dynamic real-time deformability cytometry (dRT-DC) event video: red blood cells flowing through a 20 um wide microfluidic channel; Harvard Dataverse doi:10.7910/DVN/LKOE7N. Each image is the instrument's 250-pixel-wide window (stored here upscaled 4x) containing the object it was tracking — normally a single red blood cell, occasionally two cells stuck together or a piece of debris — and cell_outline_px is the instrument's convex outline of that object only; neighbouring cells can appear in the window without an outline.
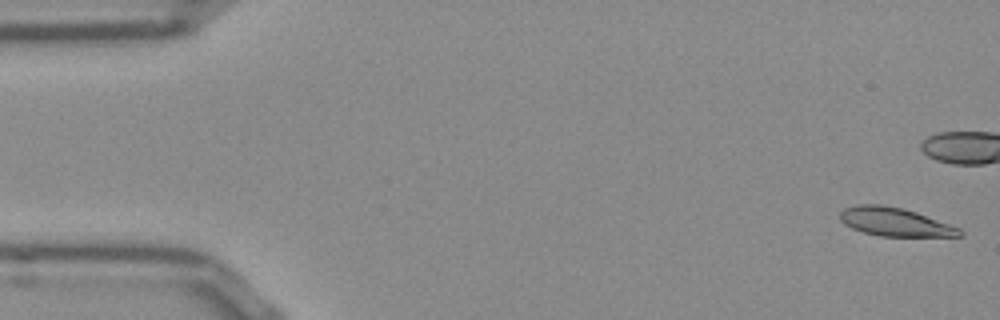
{"species": "Egyptian fruit bat (a non-hibernating species)", "species_latin": "Rousettus aegyptiacus", "temperature_condition": "room temperature", "stored_images_in_passage": 53, "camera_frame_rate_fps": 3000, "um_per_image_px": 0.085, "frame": {"image": 1, "passage_image": 1, "time_ms": 0.0, "image_size_px": [1000, 320], "cell_outline_px": [[964, 236], [880, 236], [864, 232], [852, 228], [844, 224], [840, 220], [840, 212], [844, 208], [856, 204], [880, 204], [904, 208], [916, 212], [960, 228], [964, 232]], "centroid_in_image_um": [76.06, 18.85], "position_along_channel_um": 8.9, "area_um2": 19.88}}
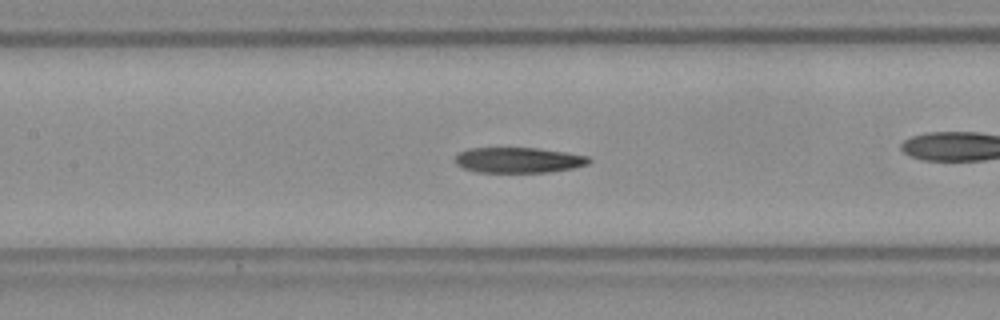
{"frame": {"image": 2, "passage_image": 23, "time_ms": 7.333, "image_size_px": [1000, 320], "cell_outline_px": [[592, 160], [588, 164], [572, 168], [548, 172], [476, 172], [464, 168], [456, 164], [456, 156], [460, 152], [468, 148], [536, 148], [564, 152], [588, 156]], "centroid_in_image_um": [44.07, 13.61], "position_along_channel_um": 163.3, "area_um2": 19.71}}
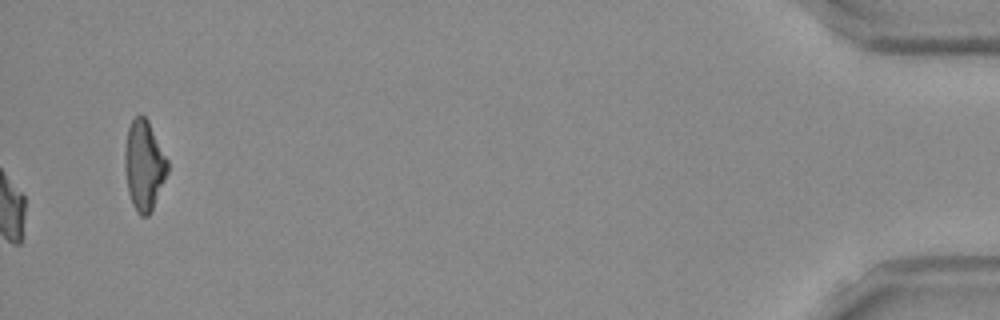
{"frame": {"image": 3, "passage_image": 53, "time_ms": 17.333, "image_size_px": [1000, 320], "cell_outline_px": [[168, 172], [152, 208], [148, 216], [140, 216], [136, 212], [132, 204], [128, 192], [124, 168], [124, 152], [128, 128], [132, 120], [140, 112], [148, 120], [168, 160]], "centroid_in_image_um": [12.23, 14.04], "position_along_channel_um": 423.0, "area_um2": 22.43}}